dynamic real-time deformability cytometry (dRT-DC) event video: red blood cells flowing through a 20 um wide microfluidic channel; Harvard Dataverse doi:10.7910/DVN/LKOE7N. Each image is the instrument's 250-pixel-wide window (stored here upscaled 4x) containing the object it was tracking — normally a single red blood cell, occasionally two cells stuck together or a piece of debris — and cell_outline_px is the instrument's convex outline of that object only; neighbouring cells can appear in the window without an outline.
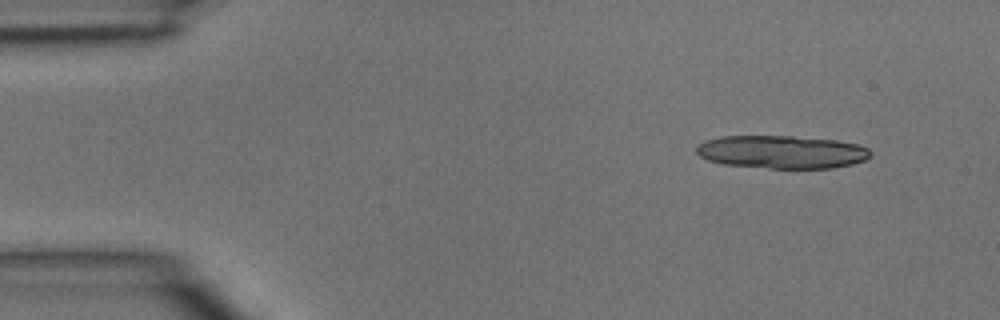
{"species": "common noctule bat (a hibernating species)", "species_latin": "Nyctalus noctula", "temperature_condition": "room temperature", "stored_images_in_passage": 3, "camera_frame_rate_fps": 3000, "um_per_image_px": 0.085, "animal": {"sex": "male", "body_mass_g": 15.6}, "frame": {"image": 1, "passage_image": 1, "time_ms": 0.0, "image_size_px": [1000, 320], "cell_outline_px": [[872, 156], [864, 160], [852, 164], [832, 168], [768, 168], [724, 164], [708, 160], [700, 156], [696, 152], [696, 148], [704, 140], [720, 136], [792, 136], [836, 140], [856, 144], [868, 148], [872, 152]], "centroid_in_image_um": [66.46, 12.91], "position_along_channel_um": 18.5, "area_um2": 33.52}}